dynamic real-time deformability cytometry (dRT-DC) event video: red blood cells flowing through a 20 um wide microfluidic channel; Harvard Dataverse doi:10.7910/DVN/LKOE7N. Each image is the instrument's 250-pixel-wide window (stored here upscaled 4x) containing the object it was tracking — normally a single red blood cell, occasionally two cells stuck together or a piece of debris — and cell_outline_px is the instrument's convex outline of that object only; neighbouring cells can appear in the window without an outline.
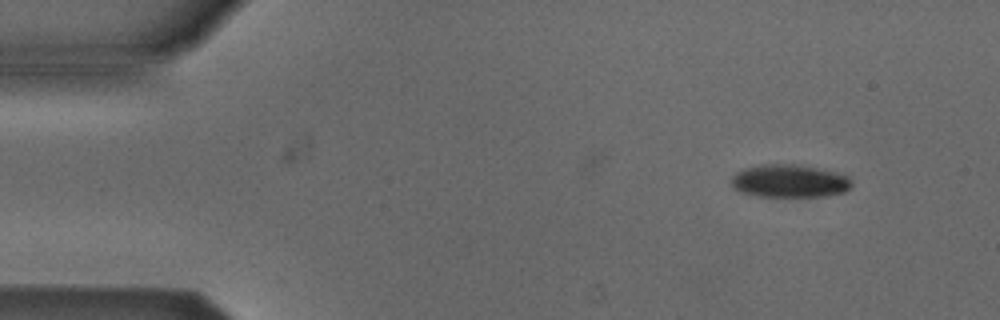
{"species": "Egyptian fruit bat (a non-hibernating species)", "species_latin": "Rousettus aegyptiacus", "temperature_condition": "cold", "stored_images_in_passage": 4, "camera_frame_rate_fps": 3000, "um_per_image_px": 0.085, "animal": {"sex": "male"}, "frame": {"image": 1, "passage_image": 1, "time_ms": 0.0, "image_size_px": [1000, 320], "cell_outline_px": [[852, 184], [844, 192], [824, 196], [752, 196], [740, 192], [732, 188], [728, 180], [736, 172], [744, 168], [760, 164], [796, 164], [836, 172], [848, 176], [852, 180]], "centroid_in_image_um": [67.03, 15.38], "position_along_channel_um": 18.0, "area_um2": 23.35}}
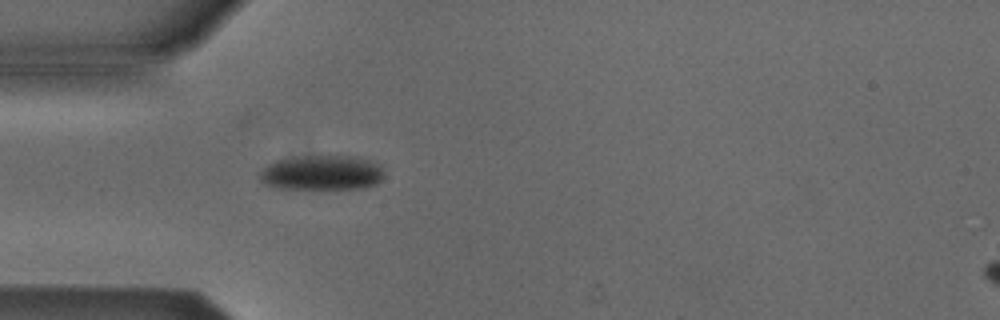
{"frame": {"image": 2, "passage_image": 4, "time_ms": 3.333, "image_size_px": [1000, 320], "cell_outline_px": [[384, 176], [376, 184], [364, 188], [276, 188], [264, 184], [260, 180], [260, 172], [268, 164], [276, 160], [304, 156], [356, 156], [380, 164], [384, 172]], "centroid_in_image_um": [27.37, 14.68], "position_along_channel_um": 57.6, "area_um2": 25.2}}